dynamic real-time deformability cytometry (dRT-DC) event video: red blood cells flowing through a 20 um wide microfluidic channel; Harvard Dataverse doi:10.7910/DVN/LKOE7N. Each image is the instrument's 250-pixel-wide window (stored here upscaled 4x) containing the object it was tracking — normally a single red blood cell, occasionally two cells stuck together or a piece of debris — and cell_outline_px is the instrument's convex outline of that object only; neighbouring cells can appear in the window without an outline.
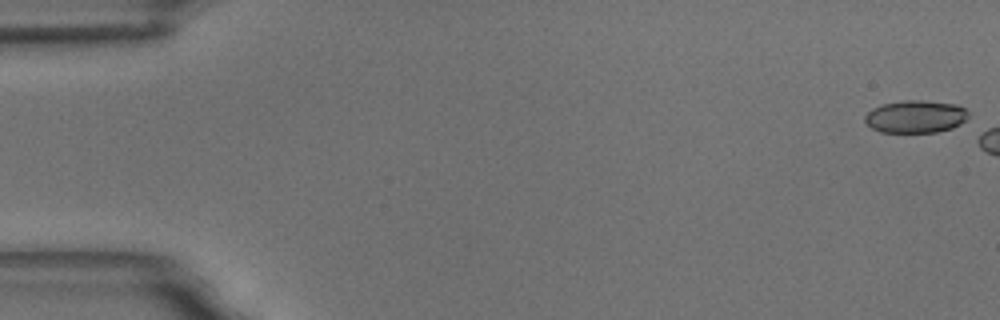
{"species": "common noctule bat (a hibernating species)", "species_latin": "Nyctalus noctula", "temperature_condition": "room temperature", "stored_images_in_passage": 3, "camera_frame_rate_fps": 3000, "um_per_image_px": 0.085, "animal": {"sex": "male", "body_mass_g": 18.8}, "frame": {"image": 1, "passage_image": 1, "time_ms": 0.0, "image_size_px": [1000, 320], "cell_outline_px": [[968, 116], [960, 124], [952, 128], [936, 132], [880, 132], [872, 128], [864, 120], [864, 116], [872, 108], [884, 104], [904, 100], [920, 100], [956, 104], [964, 108], [968, 112]], "centroid_in_image_um": [77.81, 9.91], "position_along_channel_um": 7.2, "area_um2": 19.54}}